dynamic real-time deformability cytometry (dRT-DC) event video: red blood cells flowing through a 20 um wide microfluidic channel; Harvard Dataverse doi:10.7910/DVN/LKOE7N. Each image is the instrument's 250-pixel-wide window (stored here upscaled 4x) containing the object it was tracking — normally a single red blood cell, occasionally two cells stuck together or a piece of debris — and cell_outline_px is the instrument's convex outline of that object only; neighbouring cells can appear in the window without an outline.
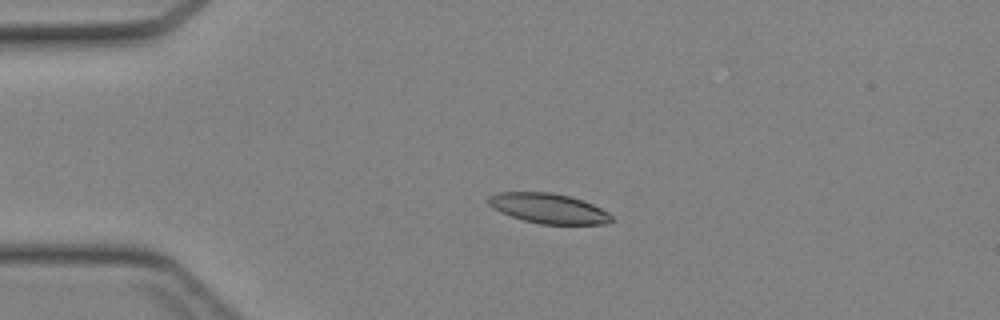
{"species": "Egyptian fruit bat (a non-hibernating species)", "species_latin": "Rousettus aegyptiacus", "temperature_condition": "cold", "stored_images_in_passage": 38, "camera_frame_rate_fps": 3000, "um_per_image_px": 0.085, "animal": {"sex": "female"}, "frame": {"image": 1, "passage_image": 10, "time_ms": 3.0, "image_size_px": [1000, 320], "cell_outline_px": [[612, 220], [608, 224], [540, 224], [524, 220], [500, 212], [492, 208], [488, 204], [488, 196], [496, 192], [552, 192], [584, 200], [608, 212], [612, 216]], "centroid_in_image_um": [46.6, 17.71], "position_along_channel_um": 38.4, "area_um2": 21.56}}
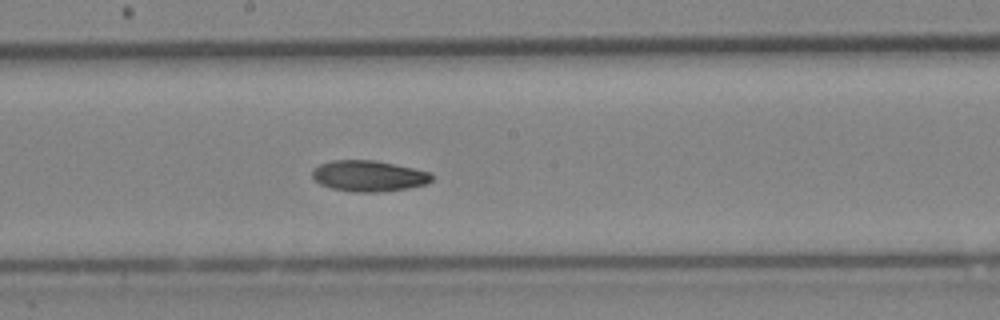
{"frame": {"image": 2, "passage_image": 24, "time_ms": 7.667, "image_size_px": [1000, 320], "cell_outline_px": [[432, 180], [428, 184], [408, 188], [380, 192], [352, 192], [332, 188], [320, 184], [312, 176], [312, 168], [320, 164], [332, 160], [372, 160], [432, 172]], "centroid_in_image_um": [31.34, 14.96], "position_along_channel_um": 216.9, "area_um2": 21.56}}
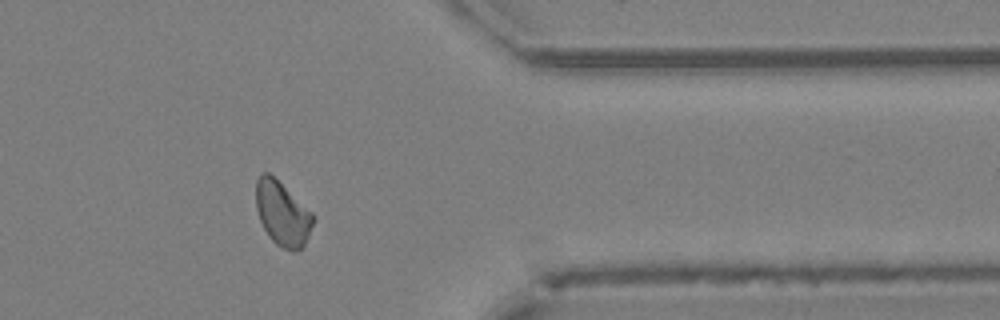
{"frame": {"image": 3, "passage_image": 36, "time_ms": 11.667, "image_size_px": [1000, 320], "cell_outline_px": [[316, 216], [308, 236], [304, 244], [300, 248], [292, 252], [276, 244], [268, 236], [260, 220], [256, 208], [256, 180], [260, 172], [268, 172], [312, 212]], "centroid_in_image_um": [23.99, 18.15], "position_along_channel_um": 387.4, "area_um2": 21.21}}